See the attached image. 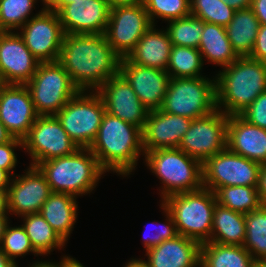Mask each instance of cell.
<instances>
[{"label":"cell","instance_id":"obj_21","mask_svg":"<svg viewBox=\"0 0 266 267\" xmlns=\"http://www.w3.org/2000/svg\"><path fill=\"white\" fill-rule=\"evenodd\" d=\"M192 119L164 112L160 109L149 112L142 130L144 154L156 149L178 148L188 131Z\"/></svg>","mask_w":266,"mask_h":267},{"label":"cell","instance_id":"obj_48","mask_svg":"<svg viewBox=\"0 0 266 267\" xmlns=\"http://www.w3.org/2000/svg\"><path fill=\"white\" fill-rule=\"evenodd\" d=\"M60 267H85L83 263L76 260V258H73L72 256L64 255L61 258L60 261Z\"/></svg>","mask_w":266,"mask_h":267},{"label":"cell","instance_id":"obj_25","mask_svg":"<svg viewBox=\"0 0 266 267\" xmlns=\"http://www.w3.org/2000/svg\"><path fill=\"white\" fill-rule=\"evenodd\" d=\"M77 197L52 192L39 213L67 243L78 217Z\"/></svg>","mask_w":266,"mask_h":267},{"label":"cell","instance_id":"obj_12","mask_svg":"<svg viewBox=\"0 0 266 267\" xmlns=\"http://www.w3.org/2000/svg\"><path fill=\"white\" fill-rule=\"evenodd\" d=\"M152 25L143 3L114 6L104 35L114 52L127 58Z\"/></svg>","mask_w":266,"mask_h":267},{"label":"cell","instance_id":"obj_51","mask_svg":"<svg viewBox=\"0 0 266 267\" xmlns=\"http://www.w3.org/2000/svg\"><path fill=\"white\" fill-rule=\"evenodd\" d=\"M29 267H60V261L59 262H54L51 260V261H47V260H36L34 263L32 262V264L30 263L29 264Z\"/></svg>","mask_w":266,"mask_h":267},{"label":"cell","instance_id":"obj_40","mask_svg":"<svg viewBox=\"0 0 266 267\" xmlns=\"http://www.w3.org/2000/svg\"><path fill=\"white\" fill-rule=\"evenodd\" d=\"M249 123L266 129V91L262 92L252 103L240 114Z\"/></svg>","mask_w":266,"mask_h":267},{"label":"cell","instance_id":"obj_53","mask_svg":"<svg viewBox=\"0 0 266 267\" xmlns=\"http://www.w3.org/2000/svg\"><path fill=\"white\" fill-rule=\"evenodd\" d=\"M130 260V261H129ZM127 263H125V265H123V267H148L147 262L145 261V259H140V258H131L129 259Z\"/></svg>","mask_w":266,"mask_h":267},{"label":"cell","instance_id":"obj_32","mask_svg":"<svg viewBox=\"0 0 266 267\" xmlns=\"http://www.w3.org/2000/svg\"><path fill=\"white\" fill-rule=\"evenodd\" d=\"M204 62L198 48L172 45L167 72L170 78L204 76Z\"/></svg>","mask_w":266,"mask_h":267},{"label":"cell","instance_id":"obj_9","mask_svg":"<svg viewBox=\"0 0 266 267\" xmlns=\"http://www.w3.org/2000/svg\"><path fill=\"white\" fill-rule=\"evenodd\" d=\"M105 112L104 102L97 92L79 91L55 116L79 148H89Z\"/></svg>","mask_w":266,"mask_h":267},{"label":"cell","instance_id":"obj_38","mask_svg":"<svg viewBox=\"0 0 266 267\" xmlns=\"http://www.w3.org/2000/svg\"><path fill=\"white\" fill-rule=\"evenodd\" d=\"M12 225H7L2 242L0 244L3 252L15 263H17L16 258L24 257L29 253H33L35 256L39 254L34 250L28 235L22 225L11 227Z\"/></svg>","mask_w":266,"mask_h":267},{"label":"cell","instance_id":"obj_1","mask_svg":"<svg viewBox=\"0 0 266 267\" xmlns=\"http://www.w3.org/2000/svg\"><path fill=\"white\" fill-rule=\"evenodd\" d=\"M58 61L79 91L96 92L119 73L121 58L104 34H65Z\"/></svg>","mask_w":266,"mask_h":267},{"label":"cell","instance_id":"obj_3","mask_svg":"<svg viewBox=\"0 0 266 267\" xmlns=\"http://www.w3.org/2000/svg\"><path fill=\"white\" fill-rule=\"evenodd\" d=\"M215 78L217 109L226 116L240 115L266 91V63L239 57Z\"/></svg>","mask_w":266,"mask_h":267},{"label":"cell","instance_id":"obj_31","mask_svg":"<svg viewBox=\"0 0 266 267\" xmlns=\"http://www.w3.org/2000/svg\"><path fill=\"white\" fill-rule=\"evenodd\" d=\"M245 228L243 247L256 262H266V204L245 214Z\"/></svg>","mask_w":266,"mask_h":267},{"label":"cell","instance_id":"obj_47","mask_svg":"<svg viewBox=\"0 0 266 267\" xmlns=\"http://www.w3.org/2000/svg\"><path fill=\"white\" fill-rule=\"evenodd\" d=\"M224 3L228 4L234 10L246 9L251 6L252 0H222Z\"/></svg>","mask_w":266,"mask_h":267},{"label":"cell","instance_id":"obj_35","mask_svg":"<svg viewBox=\"0 0 266 267\" xmlns=\"http://www.w3.org/2000/svg\"><path fill=\"white\" fill-rule=\"evenodd\" d=\"M37 1L0 0V31H18L29 18L34 17L32 11ZM40 1L43 5V0Z\"/></svg>","mask_w":266,"mask_h":267},{"label":"cell","instance_id":"obj_16","mask_svg":"<svg viewBox=\"0 0 266 267\" xmlns=\"http://www.w3.org/2000/svg\"><path fill=\"white\" fill-rule=\"evenodd\" d=\"M38 117L26 85L0 83V120L12 137L23 140Z\"/></svg>","mask_w":266,"mask_h":267},{"label":"cell","instance_id":"obj_42","mask_svg":"<svg viewBox=\"0 0 266 267\" xmlns=\"http://www.w3.org/2000/svg\"><path fill=\"white\" fill-rule=\"evenodd\" d=\"M249 58L266 63V25L260 24L256 42Z\"/></svg>","mask_w":266,"mask_h":267},{"label":"cell","instance_id":"obj_19","mask_svg":"<svg viewBox=\"0 0 266 267\" xmlns=\"http://www.w3.org/2000/svg\"><path fill=\"white\" fill-rule=\"evenodd\" d=\"M119 72L147 109L152 111L161 108L171 79L166 70L140 66L122 58Z\"/></svg>","mask_w":266,"mask_h":267},{"label":"cell","instance_id":"obj_43","mask_svg":"<svg viewBox=\"0 0 266 267\" xmlns=\"http://www.w3.org/2000/svg\"><path fill=\"white\" fill-rule=\"evenodd\" d=\"M256 189L260 200L266 204V163L261 164Z\"/></svg>","mask_w":266,"mask_h":267},{"label":"cell","instance_id":"obj_7","mask_svg":"<svg viewBox=\"0 0 266 267\" xmlns=\"http://www.w3.org/2000/svg\"><path fill=\"white\" fill-rule=\"evenodd\" d=\"M217 109L216 78H171L160 110L190 119L206 116Z\"/></svg>","mask_w":266,"mask_h":267},{"label":"cell","instance_id":"obj_20","mask_svg":"<svg viewBox=\"0 0 266 267\" xmlns=\"http://www.w3.org/2000/svg\"><path fill=\"white\" fill-rule=\"evenodd\" d=\"M111 7L106 0H80L57 13L65 34H104Z\"/></svg>","mask_w":266,"mask_h":267},{"label":"cell","instance_id":"obj_13","mask_svg":"<svg viewBox=\"0 0 266 267\" xmlns=\"http://www.w3.org/2000/svg\"><path fill=\"white\" fill-rule=\"evenodd\" d=\"M228 116L216 109L210 114L192 120L178 149L204 163L227 148Z\"/></svg>","mask_w":266,"mask_h":267},{"label":"cell","instance_id":"obj_34","mask_svg":"<svg viewBox=\"0 0 266 267\" xmlns=\"http://www.w3.org/2000/svg\"><path fill=\"white\" fill-rule=\"evenodd\" d=\"M165 27L172 45L198 48L204 21L192 15L167 21Z\"/></svg>","mask_w":266,"mask_h":267},{"label":"cell","instance_id":"obj_27","mask_svg":"<svg viewBox=\"0 0 266 267\" xmlns=\"http://www.w3.org/2000/svg\"><path fill=\"white\" fill-rule=\"evenodd\" d=\"M259 27L260 22L250 7L235 10L232 20L225 29L239 57H249L256 42Z\"/></svg>","mask_w":266,"mask_h":267},{"label":"cell","instance_id":"obj_23","mask_svg":"<svg viewBox=\"0 0 266 267\" xmlns=\"http://www.w3.org/2000/svg\"><path fill=\"white\" fill-rule=\"evenodd\" d=\"M148 267H200L201 244L177 235L146 250Z\"/></svg>","mask_w":266,"mask_h":267},{"label":"cell","instance_id":"obj_39","mask_svg":"<svg viewBox=\"0 0 266 267\" xmlns=\"http://www.w3.org/2000/svg\"><path fill=\"white\" fill-rule=\"evenodd\" d=\"M160 206H161L160 208L164 212L163 214H165L164 217L166 218L165 219L166 222H164L163 224L157 221H154L153 223H151V226H154V223L156 222L155 227H154L155 231L152 234L146 233L147 235H145L142 238L143 239L142 243H143L145 250H148L160 244L163 241L173 239L178 235L176 225L174 223V219L171 213L166 209V207L162 203H160ZM157 223H160V224H157Z\"/></svg>","mask_w":266,"mask_h":267},{"label":"cell","instance_id":"obj_36","mask_svg":"<svg viewBox=\"0 0 266 267\" xmlns=\"http://www.w3.org/2000/svg\"><path fill=\"white\" fill-rule=\"evenodd\" d=\"M191 15L206 23L226 27L235 10L222 0H190Z\"/></svg>","mask_w":266,"mask_h":267},{"label":"cell","instance_id":"obj_45","mask_svg":"<svg viewBox=\"0 0 266 267\" xmlns=\"http://www.w3.org/2000/svg\"><path fill=\"white\" fill-rule=\"evenodd\" d=\"M80 0H43V7L55 12H58L64 5Z\"/></svg>","mask_w":266,"mask_h":267},{"label":"cell","instance_id":"obj_44","mask_svg":"<svg viewBox=\"0 0 266 267\" xmlns=\"http://www.w3.org/2000/svg\"><path fill=\"white\" fill-rule=\"evenodd\" d=\"M250 8L260 24L266 25V0H252Z\"/></svg>","mask_w":266,"mask_h":267},{"label":"cell","instance_id":"obj_46","mask_svg":"<svg viewBox=\"0 0 266 267\" xmlns=\"http://www.w3.org/2000/svg\"><path fill=\"white\" fill-rule=\"evenodd\" d=\"M8 189H0V215H9Z\"/></svg>","mask_w":266,"mask_h":267},{"label":"cell","instance_id":"obj_50","mask_svg":"<svg viewBox=\"0 0 266 267\" xmlns=\"http://www.w3.org/2000/svg\"><path fill=\"white\" fill-rule=\"evenodd\" d=\"M106 1L110 7L143 3V0H106Z\"/></svg>","mask_w":266,"mask_h":267},{"label":"cell","instance_id":"obj_52","mask_svg":"<svg viewBox=\"0 0 266 267\" xmlns=\"http://www.w3.org/2000/svg\"><path fill=\"white\" fill-rule=\"evenodd\" d=\"M1 249L0 247V267H18Z\"/></svg>","mask_w":266,"mask_h":267},{"label":"cell","instance_id":"obj_2","mask_svg":"<svg viewBox=\"0 0 266 267\" xmlns=\"http://www.w3.org/2000/svg\"><path fill=\"white\" fill-rule=\"evenodd\" d=\"M88 149L106 173L111 171L124 178L136 170L141 154L144 156L142 130L105 112L99 131Z\"/></svg>","mask_w":266,"mask_h":267},{"label":"cell","instance_id":"obj_29","mask_svg":"<svg viewBox=\"0 0 266 267\" xmlns=\"http://www.w3.org/2000/svg\"><path fill=\"white\" fill-rule=\"evenodd\" d=\"M257 262L243 246L201 244L200 267H254Z\"/></svg>","mask_w":266,"mask_h":267},{"label":"cell","instance_id":"obj_8","mask_svg":"<svg viewBox=\"0 0 266 267\" xmlns=\"http://www.w3.org/2000/svg\"><path fill=\"white\" fill-rule=\"evenodd\" d=\"M25 85L39 116L56 115L79 92L59 61L39 63Z\"/></svg>","mask_w":266,"mask_h":267},{"label":"cell","instance_id":"obj_18","mask_svg":"<svg viewBox=\"0 0 266 267\" xmlns=\"http://www.w3.org/2000/svg\"><path fill=\"white\" fill-rule=\"evenodd\" d=\"M96 92L101 96L107 113L144 129L150 110L142 104L120 72L109 78Z\"/></svg>","mask_w":266,"mask_h":267},{"label":"cell","instance_id":"obj_5","mask_svg":"<svg viewBox=\"0 0 266 267\" xmlns=\"http://www.w3.org/2000/svg\"><path fill=\"white\" fill-rule=\"evenodd\" d=\"M144 163L162 184L160 197L203 188V163L178 148L156 149L144 154Z\"/></svg>","mask_w":266,"mask_h":267},{"label":"cell","instance_id":"obj_17","mask_svg":"<svg viewBox=\"0 0 266 267\" xmlns=\"http://www.w3.org/2000/svg\"><path fill=\"white\" fill-rule=\"evenodd\" d=\"M7 191L9 214L18 217L39 213L52 193L45 176L36 166L31 165L23 174L12 177Z\"/></svg>","mask_w":266,"mask_h":267},{"label":"cell","instance_id":"obj_28","mask_svg":"<svg viewBox=\"0 0 266 267\" xmlns=\"http://www.w3.org/2000/svg\"><path fill=\"white\" fill-rule=\"evenodd\" d=\"M245 229V214L216 203L209 242L243 246L246 237Z\"/></svg>","mask_w":266,"mask_h":267},{"label":"cell","instance_id":"obj_37","mask_svg":"<svg viewBox=\"0 0 266 267\" xmlns=\"http://www.w3.org/2000/svg\"><path fill=\"white\" fill-rule=\"evenodd\" d=\"M143 4L153 25L157 18L167 22L191 15L190 0H143Z\"/></svg>","mask_w":266,"mask_h":267},{"label":"cell","instance_id":"obj_55","mask_svg":"<svg viewBox=\"0 0 266 267\" xmlns=\"http://www.w3.org/2000/svg\"><path fill=\"white\" fill-rule=\"evenodd\" d=\"M9 216L10 215H0V244L2 242V238L4 236L7 225L11 223L9 222Z\"/></svg>","mask_w":266,"mask_h":267},{"label":"cell","instance_id":"obj_54","mask_svg":"<svg viewBox=\"0 0 266 267\" xmlns=\"http://www.w3.org/2000/svg\"><path fill=\"white\" fill-rule=\"evenodd\" d=\"M12 138V135L7 131L6 127L0 120V144L8 142Z\"/></svg>","mask_w":266,"mask_h":267},{"label":"cell","instance_id":"obj_11","mask_svg":"<svg viewBox=\"0 0 266 267\" xmlns=\"http://www.w3.org/2000/svg\"><path fill=\"white\" fill-rule=\"evenodd\" d=\"M78 149L55 115L39 116L23 139V150L30 156L31 166L72 155Z\"/></svg>","mask_w":266,"mask_h":267},{"label":"cell","instance_id":"obj_6","mask_svg":"<svg viewBox=\"0 0 266 267\" xmlns=\"http://www.w3.org/2000/svg\"><path fill=\"white\" fill-rule=\"evenodd\" d=\"M162 204L171 213L178 235L204 244L210 241L215 193L207 188L166 197Z\"/></svg>","mask_w":266,"mask_h":267},{"label":"cell","instance_id":"obj_26","mask_svg":"<svg viewBox=\"0 0 266 267\" xmlns=\"http://www.w3.org/2000/svg\"><path fill=\"white\" fill-rule=\"evenodd\" d=\"M198 49L203 62L206 60L222 69L239 58L227 37L225 27L216 24L204 22Z\"/></svg>","mask_w":266,"mask_h":267},{"label":"cell","instance_id":"obj_56","mask_svg":"<svg viewBox=\"0 0 266 267\" xmlns=\"http://www.w3.org/2000/svg\"><path fill=\"white\" fill-rule=\"evenodd\" d=\"M254 267H266V262H257Z\"/></svg>","mask_w":266,"mask_h":267},{"label":"cell","instance_id":"obj_30","mask_svg":"<svg viewBox=\"0 0 266 267\" xmlns=\"http://www.w3.org/2000/svg\"><path fill=\"white\" fill-rule=\"evenodd\" d=\"M22 227L25 229L34 250L40 256H48L56 249L62 250L66 242L57 234L40 213L21 216Z\"/></svg>","mask_w":266,"mask_h":267},{"label":"cell","instance_id":"obj_10","mask_svg":"<svg viewBox=\"0 0 266 267\" xmlns=\"http://www.w3.org/2000/svg\"><path fill=\"white\" fill-rule=\"evenodd\" d=\"M261 163L225 148L203 163V187L215 192L226 186L257 187Z\"/></svg>","mask_w":266,"mask_h":267},{"label":"cell","instance_id":"obj_14","mask_svg":"<svg viewBox=\"0 0 266 267\" xmlns=\"http://www.w3.org/2000/svg\"><path fill=\"white\" fill-rule=\"evenodd\" d=\"M18 31L26 47L40 63L59 60L65 33L57 12L43 7Z\"/></svg>","mask_w":266,"mask_h":267},{"label":"cell","instance_id":"obj_15","mask_svg":"<svg viewBox=\"0 0 266 267\" xmlns=\"http://www.w3.org/2000/svg\"><path fill=\"white\" fill-rule=\"evenodd\" d=\"M39 61L26 47L18 31H0V83L25 85Z\"/></svg>","mask_w":266,"mask_h":267},{"label":"cell","instance_id":"obj_24","mask_svg":"<svg viewBox=\"0 0 266 267\" xmlns=\"http://www.w3.org/2000/svg\"><path fill=\"white\" fill-rule=\"evenodd\" d=\"M156 26L147 30L127 59L140 66L167 70L172 42L166 30Z\"/></svg>","mask_w":266,"mask_h":267},{"label":"cell","instance_id":"obj_22","mask_svg":"<svg viewBox=\"0 0 266 267\" xmlns=\"http://www.w3.org/2000/svg\"><path fill=\"white\" fill-rule=\"evenodd\" d=\"M227 148L249 160L266 163V129L249 123L240 115H230Z\"/></svg>","mask_w":266,"mask_h":267},{"label":"cell","instance_id":"obj_33","mask_svg":"<svg viewBox=\"0 0 266 267\" xmlns=\"http://www.w3.org/2000/svg\"><path fill=\"white\" fill-rule=\"evenodd\" d=\"M214 193L218 204L243 214L263 205L256 187L252 186H226L218 188Z\"/></svg>","mask_w":266,"mask_h":267},{"label":"cell","instance_id":"obj_4","mask_svg":"<svg viewBox=\"0 0 266 267\" xmlns=\"http://www.w3.org/2000/svg\"><path fill=\"white\" fill-rule=\"evenodd\" d=\"M36 167L45 176L52 192L75 197L93 193L106 172L88 148H79L69 156L40 162Z\"/></svg>","mask_w":266,"mask_h":267},{"label":"cell","instance_id":"obj_49","mask_svg":"<svg viewBox=\"0 0 266 267\" xmlns=\"http://www.w3.org/2000/svg\"><path fill=\"white\" fill-rule=\"evenodd\" d=\"M12 180V176L0 168V189H8Z\"/></svg>","mask_w":266,"mask_h":267},{"label":"cell","instance_id":"obj_41","mask_svg":"<svg viewBox=\"0 0 266 267\" xmlns=\"http://www.w3.org/2000/svg\"><path fill=\"white\" fill-rule=\"evenodd\" d=\"M23 149V140L13 137L10 141L0 144V168L6 170L12 177L17 165V154L15 149Z\"/></svg>","mask_w":266,"mask_h":267}]
</instances>
